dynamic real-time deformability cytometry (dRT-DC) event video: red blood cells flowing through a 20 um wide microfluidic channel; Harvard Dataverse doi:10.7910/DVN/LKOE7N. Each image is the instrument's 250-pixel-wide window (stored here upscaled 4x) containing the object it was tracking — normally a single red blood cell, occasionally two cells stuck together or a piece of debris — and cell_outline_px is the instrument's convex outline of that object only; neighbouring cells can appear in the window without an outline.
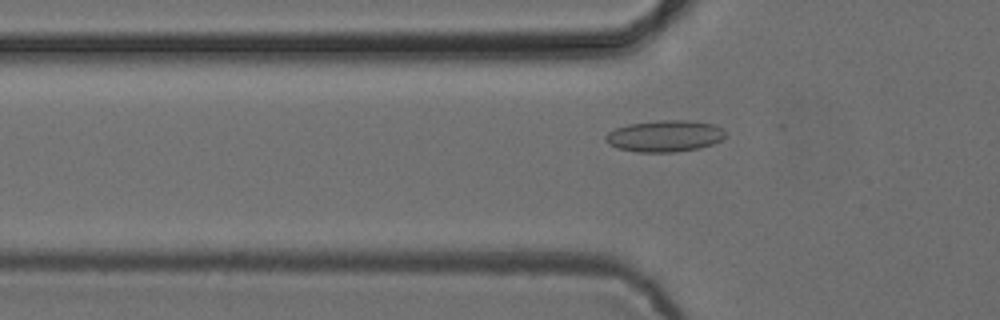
{"species": "common noctule bat (a hibernating species)", "species_latin": "Nyctalus noctula", "temperature_condition": "cold", "stored_images_in_passage": 40, "camera_frame_rate_fps": 3000, "um_per_image_px": 0.085, "animal": {"sex": "female", "body_mass_g": 24.6, "forearm_length_mm": 56.2}, "frame": {"image": 1, "passage_image": 5, "time_ms": 1.333, "image_size_px": [1000, 320], "cell_outline_px": [[724, 136], [720, 140], [712, 144], [700, 148], [676, 152], [636, 152], [616, 148], [608, 144], [604, 140], [604, 136], [608, 132], [616, 128], [628, 124], [660, 120], [692, 120], [712, 124], [720, 128], [724, 132]], "centroid_in_image_um": [56.45, 11.57], "position_along_channel_um": 69.4, "area_um2": 22.08}}
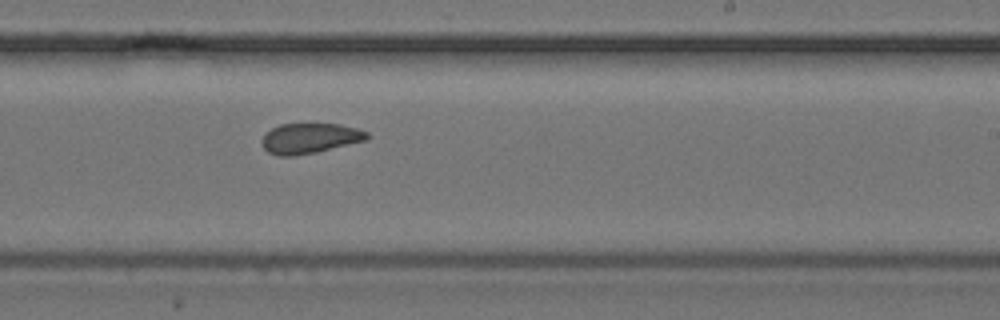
{"frame": {"image": 2, "passage_image": 20, "time_ms": 6.333, "image_size_px": [1000, 320], "cell_outline_px": [[368, 140], [316, 152], [292, 156], [276, 156], [268, 152], [264, 148], [260, 140], [272, 128], [280, 124], [340, 124], [356, 128], [368, 132]], "centroid_in_image_um": [26.33, 11.76], "position_along_channel_um": 262.7, "area_um2": 18.5}}
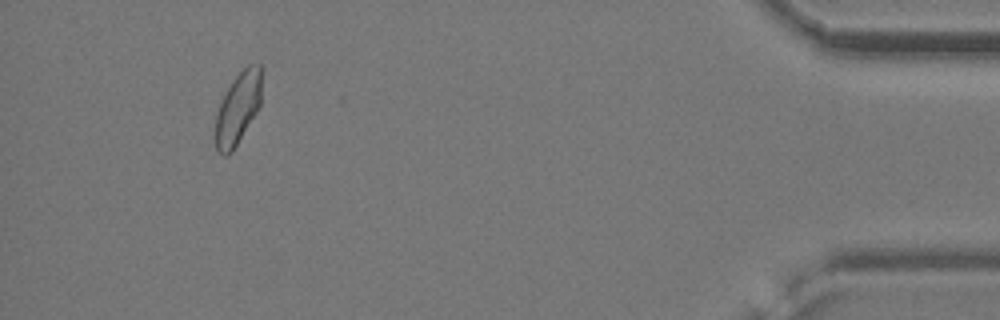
{"frame": {"image": 3, "passage_image": 37, "time_ms": 12.0, "image_size_px": [1000, 320], "cell_outline_px": [[260, 108], [232, 152], [228, 156], [220, 156], [216, 148], [216, 112], [232, 80], [248, 64], [260, 64]], "centroid_in_image_um": [20.22, 9.26], "position_along_channel_um": 415.0, "area_um2": 19.19}, "authors_computed_cell_mechanics": {"area_um2": 19.4208, "velocity_mm_per_s": 3.8653, "shape_relaxation_time_tau1_ms": null, "shape_relaxation_time_tau2_ms": 2.0067, "deformation_change_tau1": null, "deformation_change_tau2": 0.0683}}